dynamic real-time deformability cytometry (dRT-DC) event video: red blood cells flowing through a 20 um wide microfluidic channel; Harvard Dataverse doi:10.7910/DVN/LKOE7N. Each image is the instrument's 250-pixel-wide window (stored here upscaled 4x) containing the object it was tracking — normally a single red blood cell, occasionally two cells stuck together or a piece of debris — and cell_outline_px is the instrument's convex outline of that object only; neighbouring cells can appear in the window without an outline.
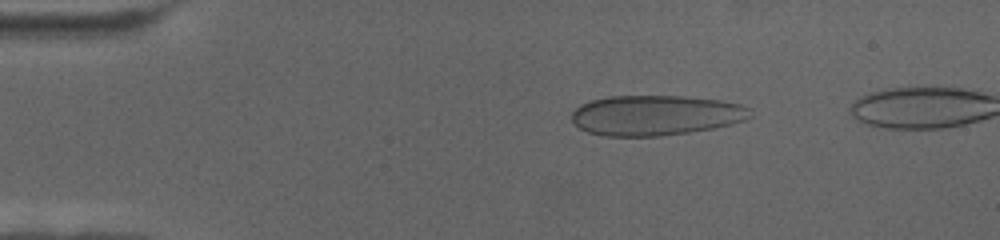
{"species": "human", "species_latin": "Homo sapiens", "temperature_condition": "cold", "stored_images_in_passage": 63, "camera_frame_rate_fps": 3000, "um_per_image_px": 0.085, "donor": {"sex": "female"}, "frame": {"image": 1, "passage_image": 11, "time_ms": 3.333, "image_size_px": [1000, 240], "cell_outline_px": [[752, 116], [744, 120], [732, 124], [712, 128], [688, 132], [660, 136], [604, 136], [588, 132], [572, 124], [572, 112], [580, 104], [588, 100], [608, 96], [684, 96], [724, 100], [740, 104], [752, 108]], "centroid_in_image_um": [55.73, 9.79], "position_along_channel_um": 29.3, "area_um2": 42.25}}
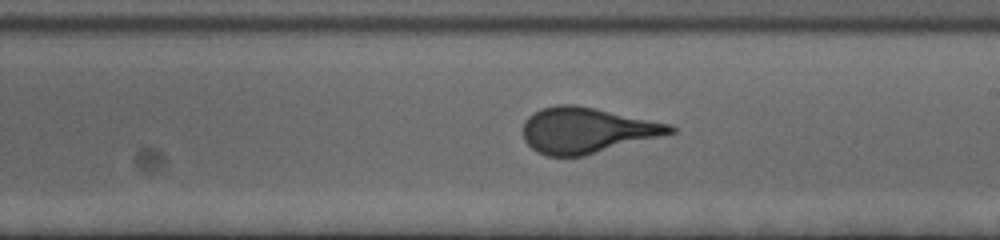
{"frame": {"image": 2, "passage_image": 38, "time_ms": 12.333, "image_size_px": [1000, 240], "cell_outline_px": [[676, 132], [584, 156], [548, 156], [536, 152], [524, 140], [524, 120], [528, 116], [540, 108], [556, 104], [576, 104], [596, 108], [672, 124], [676, 128]], "centroid_in_image_um": [49.86, 11.06], "position_along_channel_um": 239.1, "area_um2": 39.25}}
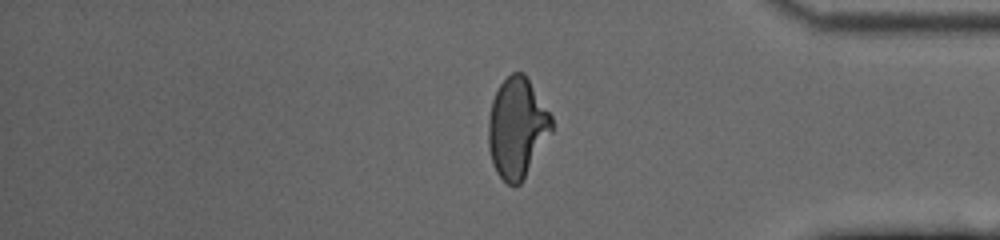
{"frame": {"image": 3, "passage_image": 55, "time_ms": 18.0, "image_size_px": [1000, 240], "cell_outline_px": [[552, 132], [520, 184], [508, 184], [496, 172], [492, 164], [488, 148], [488, 120], [492, 100], [500, 84], [512, 72], [524, 72], [552, 116]], "centroid_in_image_um": [43.94, 10.85], "position_along_channel_um": 391.3, "area_um2": 36.76}}